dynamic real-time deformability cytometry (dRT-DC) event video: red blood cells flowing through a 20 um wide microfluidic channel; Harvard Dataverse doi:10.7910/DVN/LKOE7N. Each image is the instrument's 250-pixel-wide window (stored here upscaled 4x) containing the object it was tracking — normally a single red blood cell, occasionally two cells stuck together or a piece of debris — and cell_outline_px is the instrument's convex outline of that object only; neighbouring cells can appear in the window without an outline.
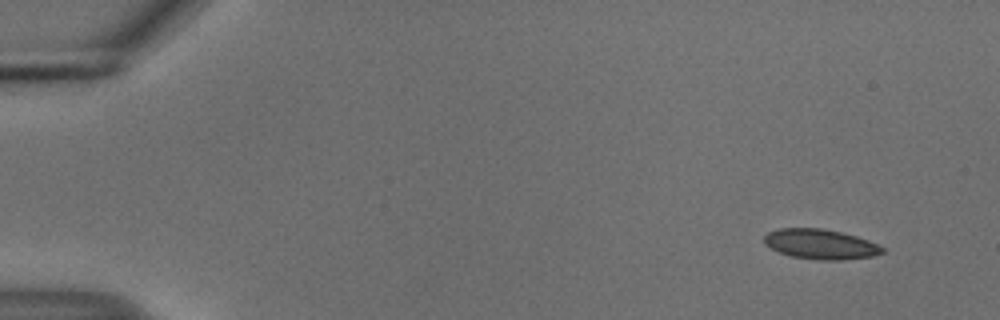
{"species": "common noctule bat (a hibernating species)", "species_latin": "Nyctalus noctula", "temperature_condition": "cold", "stored_images_in_passage": 29, "camera_frame_rate_fps": 3000, "um_per_image_px": 0.085, "animal": {"sex": "male", "body_mass_g": 18.8}, "frame": {"image": 1, "passage_image": 1, "time_ms": 0.0, "image_size_px": [1000, 320], "cell_outline_px": [[884, 252], [872, 256], [840, 260], [820, 260], [792, 256], [780, 252], [764, 244], [764, 236], [768, 232], [780, 228], [820, 228], [840, 232], [856, 236], [868, 240], [884, 248]], "centroid_in_image_um": [69.73, 20.75], "position_along_channel_um": 15.3, "area_um2": 20.4}}
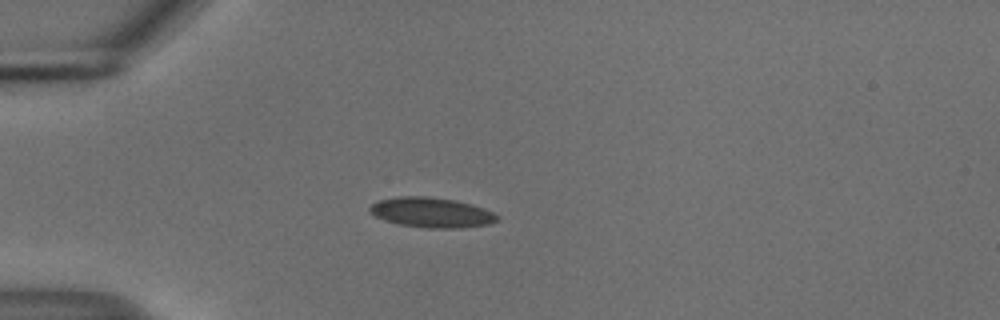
{"frame": {"image": 2, "passage_image": 12, "time_ms": 3.667, "image_size_px": [1000, 320], "cell_outline_px": [[500, 220], [488, 224], [460, 228], [428, 228], [400, 224], [384, 220], [376, 216], [368, 208], [376, 200], [400, 196], [428, 196], [452, 200], [472, 204], [484, 208], [500, 216]], "centroid_in_image_um": [36.7, 18.06], "position_along_channel_um": 48.3, "area_um2": 22.25}}
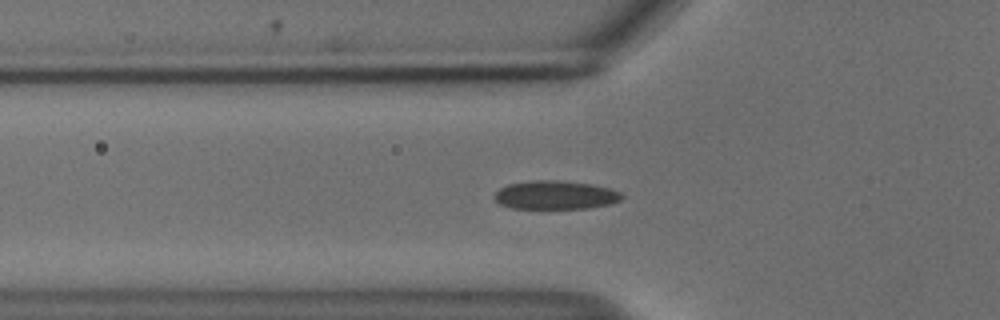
{"frame": {"image": 3, "passage_image": 16, "time_ms": 5.0, "image_size_px": [1000, 320], "cell_outline_px": [[624, 196], [620, 200], [612, 204], [588, 208], [512, 208], [500, 204], [496, 200], [496, 192], [500, 188], [508, 184], [532, 180], [560, 180], [592, 184], [612, 188], [620, 192]], "centroid_in_image_um": [47.26, 16.57], "position_along_channel_um": 78.5, "area_um2": 21.27}}